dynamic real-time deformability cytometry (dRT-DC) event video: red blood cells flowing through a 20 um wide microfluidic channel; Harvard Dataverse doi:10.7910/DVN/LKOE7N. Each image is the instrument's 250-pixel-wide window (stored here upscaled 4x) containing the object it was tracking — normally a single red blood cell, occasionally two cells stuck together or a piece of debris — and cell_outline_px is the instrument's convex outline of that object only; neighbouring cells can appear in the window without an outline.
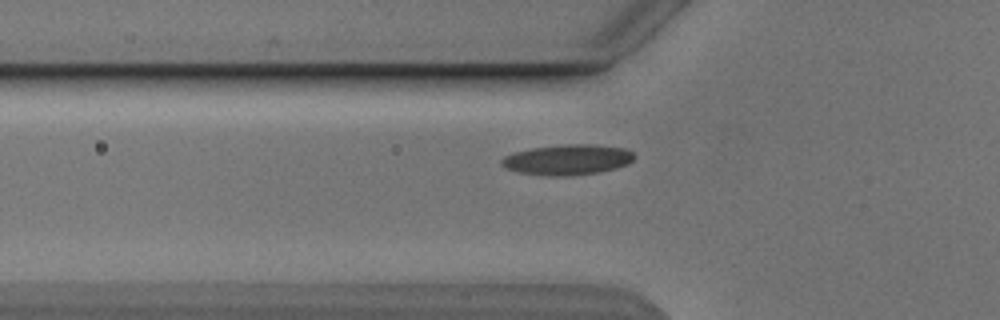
{"species": "Egyptian fruit bat (a non-hibernating species)", "species_latin": "Rousettus aegyptiacus", "temperature_condition": "cold", "stored_images_in_passage": 2, "camera_frame_rate_fps": 3000, "um_per_image_px": 0.085, "animal": {"sex": "male"}, "frame": {"image": 1, "passage_image": 2, "time_ms": 2.0, "image_size_px": [1000, 320], "cell_outline_px": [[636, 156], [628, 164], [616, 168], [596, 172], [572, 176], [548, 176], [520, 172], [504, 168], [500, 164], [500, 160], [504, 156], [512, 152], [532, 148], [564, 144], [592, 144], [624, 148], [632, 152]], "centroid_in_image_um": [48.21, 13.57], "position_along_channel_um": 77.6, "area_um2": 23.64}}